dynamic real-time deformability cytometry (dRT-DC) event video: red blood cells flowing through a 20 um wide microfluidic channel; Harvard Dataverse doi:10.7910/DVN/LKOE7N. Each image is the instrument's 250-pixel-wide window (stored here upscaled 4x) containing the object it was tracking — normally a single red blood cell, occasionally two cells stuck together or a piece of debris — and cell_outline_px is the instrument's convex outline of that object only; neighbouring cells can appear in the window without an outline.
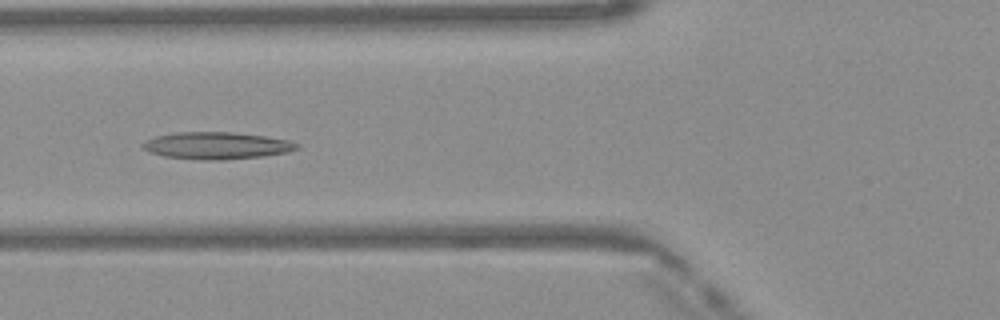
{"species": "Egyptian fruit bat (a non-hibernating species)", "species_latin": "Rousettus aegyptiacus", "temperature_condition": "warm", "stored_images_in_passage": 32, "camera_frame_rate_fps": 3000, "um_per_image_px": 0.085, "frame": {"image": 1, "passage_image": 4, "time_ms": 1.0, "image_size_px": [1000, 320], "cell_outline_px": [[300, 148], [288, 152], [264, 156], [224, 160], [204, 160], [164, 156], [148, 152], [140, 144], [156, 136], [176, 132], [232, 132], [264, 136], [288, 140], [300, 144]], "centroid_in_image_um": [18.44, 12.38], "position_along_channel_um": 107.4, "area_um2": 24.33}}
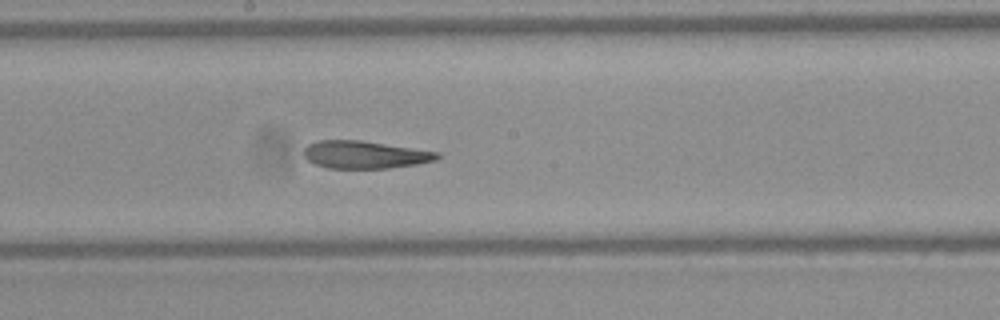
{"frame": {"image": 2, "passage_image": 12, "time_ms": 3.667, "image_size_px": [1000, 320], "cell_outline_px": [[440, 156], [436, 160], [416, 164], [388, 168], [328, 168], [316, 164], [308, 160], [304, 156], [304, 148], [308, 144], [316, 140], [360, 140], [440, 152]], "centroid_in_image_um": [31.0, 13.14], "position_along_channel_um": 217.2, "area_um2": 21.39}}
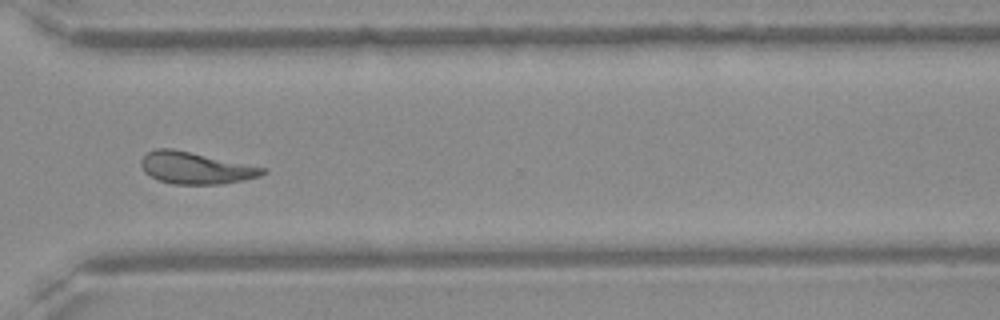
{"frame": {"image": 3, "passage_image": 22, "time_ms": 7.0, "image_size_px": [1000, 320], "cell_outline_px": [[268, 172], [260, 176], [244, 180], [224, 184], [172, 184], [160, 180], [144, 172], [140, 164], [140, 160], [148, 152], [156, 148], [172, 148], [268, 168]], "centroid_in_image_um": [16.66, 14.28], "position_along_channel_um": 353.9, "area_um2": 22.66}, "authors_computed_cell_mechanics": {"area_um2": 21.8484, "velocity_mm_per_s": 4.1113, "shape_relaxation_time_tau1_ms": null, "shape_relaxation_time_tau2_ms": 2.3219, "deformation_change_tau1": null, "deformation_change_tau2": 0.1059}}